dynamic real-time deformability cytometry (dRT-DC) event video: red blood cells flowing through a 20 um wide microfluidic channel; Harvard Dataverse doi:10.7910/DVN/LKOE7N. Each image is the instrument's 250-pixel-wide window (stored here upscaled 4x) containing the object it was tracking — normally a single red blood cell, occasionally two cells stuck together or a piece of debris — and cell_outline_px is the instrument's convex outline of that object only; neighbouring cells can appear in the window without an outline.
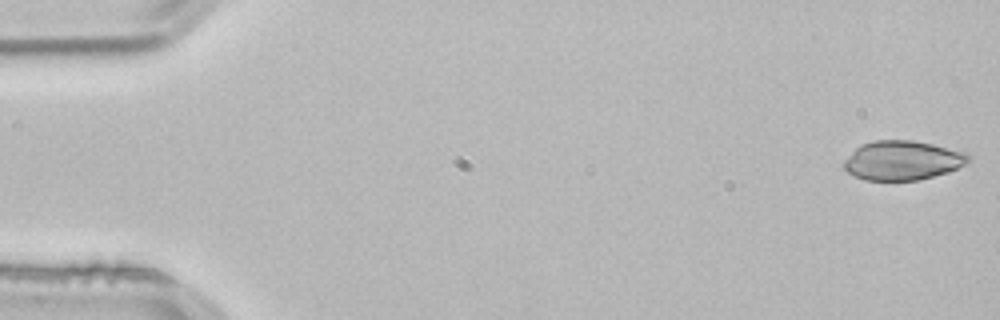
{"species": "common noctule bat (a hibernating species)", "species_latin": "Nyctalus noctula", "temperature_condition": "room temperature", "stored_images_in_passage": 52, "camera_frame_rate_fps": 3000, "um_per_image_px": 0.085, "animal": {"sex": "male", "body_mass_g": 21.5, "forearm_length_mm": 52.0}, "frame": {"image": 1, "passage_image": 1, "time_ms": 0.0, "image_size_px": [1000, 320], "cell_outline_px": [[972, 160], [968, 164], [948, 172], [920, 180], [864, 180], [848, 172], [844, 168], [844, 160], [856, 148], [864, 144], [876, 140], [912, 140], [932, 144], [964, 152], [972, 156]], "centroid_in_image_um": [76.76, 13.64], "position_along_channel_um": 8.2, "area_um2": 28.5}}
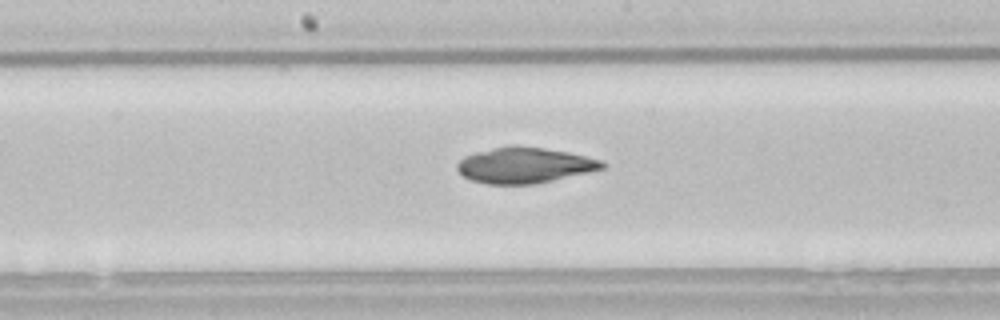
{"frame": {"image": 2, "passage_image": 27, "time_ms": 8.667, "image_size_px": [1000, 320], "cell_outline_px": [[608, 164], [604, 168], [588, 172], [536, 184], [488, 184], [472, 180], [464, 176], [456, 168], [456, 164], [464, 156], [476, 152], [492, 148], [512, 144], [516, 144], [544, 148], [568, 152], [604, 160]], "centroid_in_image_um": [44.6, 14.03], "position_along_channel_um": 203.6, "area_um2": 30.4}}
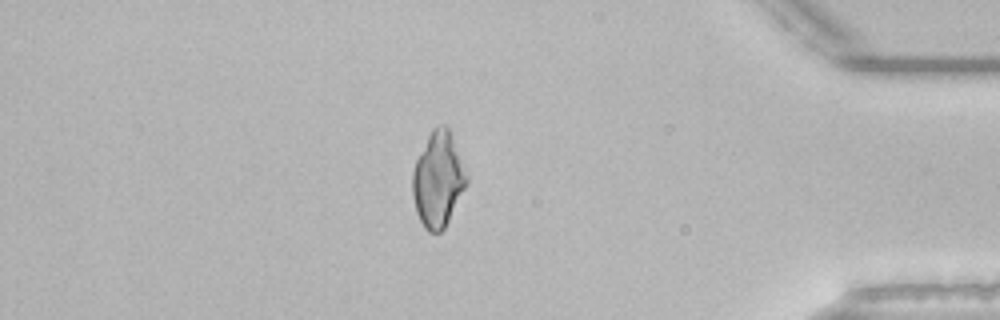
{"frame": {"image": 3, "passage_image": 45, "time_ms": 14.667, "image_size_px": [1000, 320], "cell_outline_px": [[468, 184], [444, 228], [440, 232], [428, 232], [424, 228], [416, 212], [412, 196], [412, 172], [416, 160], [432, 128], [436, 124], [444, 124], [448, 128], [452, 136], [468, 176]], "centroid_in_image_um": [37.23, 15.26], "position_along_channel_um": 398.0, "area_um2": 30.0}}